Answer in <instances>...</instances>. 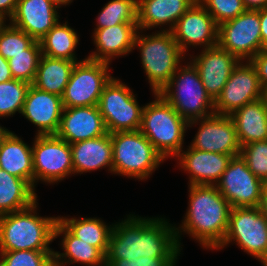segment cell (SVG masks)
<instances>
[{
  "label": "cell",
  "mask_w": 267,
  "mask_h": 266,
  "mask_svg": "<svg viewBox=\"0 0 267 266\" xmlns=\"http://www.w3.org/2000/svg\"><path fill=\"white\" fill-rule=\"evenodd\" d=\"M181 249L175 224L163 217H141L130 214L113 223L106 266L114 259L179 257Z\"/></svg>",
  "instance_id": "6da1fadb"
},
{
  "label": "cell",
  "mask_w": 267,
  "mask_h": 266,
  "mask_svg": "<svg viewBox=\"0 0 267 266\" xmlns=\"http://www.w3.org/2000/svg\"><path fill=\"white\" fill-rule=\"evenodd\" d=\"M189 200L184 219L176 228L182 250V232L206 250H216L223 242L229 224L230 203L216 185H188Z\"/></svg>",
  "instance_id": "7a4b0ae2"
},
{
  "label": "cell",
  "mask_w": 267,
  "mask_h": 266,
  "mask_svg": "<svg viewBox=\"0 0 267 266\" xmlns=\"http://www.w3.org/2000/svg\"><path fill=\"white\" fill-rule=\"evenodd\" d=\"M38 202L30 207L0 216V252L54 251L50 244L59 217L38 215Z\"/></svg>",
  "instance_id": "3957f363"
},
{
  "label": "cell",
  "mask_w": 267,
  "mask_h": 266,
  "mask_svg": "<svg viewBox=\"0 0 267 266\" xmlns=\"http://www.w3.org/2000/svg\"><path fill=\"white\" fill-rule=\"evenodd\" d=\"M157 31L146 34L144 30H138L134 42V49L139 48L141 64L153 94L160 93L186 59L172 31Z\"/></svg>",
  "instance_id": "277c9868"
},
{
  "label": "cell",
  "mask_w": 267,
  "mask_h": 266,
  "mask_svg": "<svg viewBox=\"0 0 267 266\" xmlns=\"http://www.w3.org/2000/svg\"><path fill=\"white\" fill-rule=\"evenodd\" d=\"M143 107L141 133L166 160L182 150L188 122L182 118L159 93Z\"/></svg>",
  "instance_id": "5b68a950"
},
{
  "label": "cell",
  "mask_w": 267,
  "mask_h": 266,
  "mask_svg": "<svg viewBox=\"0 0 267 266\" xmlns=\"http://www.w3.org/2000/svg\"><path fill=\"white\" fill-rule=\"evenodd\" d=\"M111 142L115 175L146 181L165 161L140 130L111 133Z\"/></svg>",
  "instance_id": "8992f818"
},
{
  "label": "cell",
  "mask_w": 267,
  "mask_h": 266,
  "mask_svg": "<svg viewBox=\"0 0 267 266\" xmlns=\"http://www.w3.org/2000/svg\"><path fill=\"white\" fill-rule=\"evenodd\" d=\"M186 63H181L159 94L189 123L214 114L215 109L197 69L190 61Z\"/></svg>",
  "instance_id": "52a82bcc"
},
{
  "label": "cell",
  "mask_w": 267,
  "mask_h": 266,
  "mask_svg": "<svg viewBox=\"0 0 267 266\" xmlns=\"http://www.w3.org/2000/svg\"><path fill=\"white\" fill-rule=\"evenodd\" d=\"M232 242L262 266H267V219L259 207L231 208L227 233L216 250Z\"/></svg>",
  "instance_id": "ba28073f"
},
{
  "label": "cell",
  "mask_w": 267,
  "mask_h": 266,
  "mask_svg": "<svg viewBox=\"0 0 267 266\" xmlns=\"http://www.w3.org/2000/svg\"><path fill=\"white\" fill-rule=\"evenodd\" d=\"M133 89L114 76L104 86L98 102L108 133L140 129L143 105L137 101Z\"/></svg>",
  "instance_id": "9c48e42d"
},
{
  "label": "cell",
  "mask_w": 267,
  "mask_h": 266,
  "mask_svg": "<svg viewBox=\"0 0 267 266\" xmlns=\"http://www.w3.org/2000/svg\"><path fill=\"white\" fill-rule=\"evenodd\" d=\"M109 65L87 57L76 62L61 96L63 108L98 105L104 86L112 78Z\"/></svg>",
  "instance_id": "30bf717a"
},
{
  "label": "cell",
  "mask_w": 267,
  "mask_h": 266,
  "mask_svg": "<svg viewBox=\"0 0 267 266\" xmlns=\"http://www.w3.org/2000/svg\"><path fill=\"white\" fill-rule=\"evenodd\" d=\"M32 144L34 189L39 181L52 185L74 174L67 141L56 135H35Z\"/></svg>",
  "instance_id": "8fae6325"
},
{
  "label": "cell",
  "mask_w": 267,
  "mask_h": 266,
  "mask_svg": "<svg viewBox=\"0 0 267 266\" xmlns=\"http://www.w3.org/2000/svg\"><path fill=\"white\" fill-rule=\"evenodd\" d=\"M217 45L240 61H250L262 50L260 10H245L218 26Z\"/></svg>",
  "instance_id": "7c38bea8"
},
{
  "label": "cell",
  "mask_w": 267,
  "mask_h": 266,
  "mask_svg": "<svg viewBox=\"0 0 267 266\" xmlns=\"http://www.w3.org/2000/svg\"><path fill=\"white\" fill-rule=\"evenodd\" d=\"M263 185L238 155L232 157L216 187L232 208L259 207Z\"/></svg>",
  "instance_id": "4fadbf2b"
},
{
  "label": "cell",
  "mask_w": 267,
  "mask_h": 266,
  "mask_svg": "<svg viewBox=\"0 0 267 266\" xmlns=\"http://www.w3.org/2000/svg\"><path fill=\"white\" fill-rule=\"evenodd\" d=\"M265 96L256 68L250 61H240L214 101L215 113L230 116L245 104Z\"/></svg>",
  "instance_id": "5bb4252c"
},
{
  "label": "cell",
  "mask_w": 267,
  "mask_h": 266,
  "mask_svg": "<svg viewBox=\"0 0 267 266\" xmlns=\"http://www.w3.org/2000/svg\"><path fill=\"white\" fill-rule=\"evenodd\" d=\"M198 123V131L189 145L191 148L225 155H240L241 146L231 116L214 113L189 122L188 129Z\"/></svg>",
  "instance_id": "9a60e30c"
},
{
  "label": "cell",
  "mask_w": 267,
  "mask_h": 266,
  "mask_svg": "<svg viewBox=\"0 0 267 266\" xmlns=\"http://www.w3.org/2000/svg\"><path fill=\"white\" fill-rule=\"evenodd\" d=\"M172 34L185 55L191 46L206 49L218 43V25L198 0L180 17Z\"/></svg>",
  "instance_id": "2e32d148"
},
{
  "label": "cell",
  "mask_w": 267,
  "mask_h": 266,
  "mask_svg": "<svg viewBox=\"0 0 267 266\" xmlns=\"http://www.w3.org/2000/svg\"><path fill=\"white\" fill-rule=\"evenodd\" d=\"M197 69L207 94L213 101L217 99L240 60L218 45L201 49L199 55H188Z\"/></svg>",
  "instance_id": "e0dca14e"
},
{
  "label": "cell",
  "mask_w": 267,
  "mask_h": 266,
  "mask_svg": "<svg viewBox=\"0 0 267 266\" xmlns=\"http://www.w3.org/2000/svg\"><path fill=\"white\" fill-rule=\"evenodd\" d=\"M63 111L62 98L30 85L21 115L37 127L36 135H55Z\"/></svg>",
  "instance_id": "ac0fdd59"
},
{
  "label": "cell",
  "mask_w": 267,
  "mask_h": 266,
  "mask_svg": "<svg viewBox=\"0 0 267 266\" xmlns=\"http://www.w3.org/2000/svg\"><path fill=\"white\" fill-rule=\"evenodd\" d=\"M233 155L196 150L188 146L174 159L180 170L189 175V185H216Z\"/></svg>",
  "instance_id": "d6986e66"
},
{
  "label": "cell",
  "mask_w": 267,
  "mask_h": 266,
  "mask_svg": "<svg viewBox=\"0 0 267 266\" xmlns=\"http://www.w3.org/2000/svg\"><path fill=\"white\" fill-rule=\"evenodd\" d=\"M107 133L103 117L97 105L63 108L60 126L55 134L73 144L100 137Z\"/></svg>",
  "instance_id": "ffe728a7"
},
{
  "label": "cell",
  "mask_w": 267,
  "mask_h": 266,
  "mask_svg": "<svg viewBox=\"0 0 267 266\" xmlns=\"http://www.w3.org/2000/svg\"><path fill=\"white\" fill-rule=\"evenodd\" d=\"M58 9L51 0H19L9 23L39 41L59 22Z\"/></svg>",
  "instance_id": "44dd1931"
},
{
  "label": "cell",
  "mask_w": 267,
  "mask_h": 266,
  "mask_svg": "<svg viewBox=\"0 0 267 266\" xmlns=\"http://www.w3.org/2000/svg\"><path fill=\"white\" fill-rule=\"evenodd\" d=\"M138 30L137 23H122L94 30L92 40L96 50L87 58L111 64L114 58L128 55L134 50Z\"/></svg>",
  "instance_id": "7402d4cb"
},
{
  "label": "cell",
  "mask_w": 267,
  "mask_h": 266,
  "mask_svg": "<svg viewBox=\"0 0 267 266\" xmlns=\"http://www.w3.org/2000/svg\"><path fill=\"white\" fill-rule=\"evenodd\" d=\"M196 1L197 0H137L138 29L146 32V30L159 27L161 28L160 31H172L180 17Z\"/></svg>",
  "instance_id": "603a6c76"
},
{
  "label": "cell",
  "mask_w": 267,
  "mask_h": 266,
  "mask_svg": "<svg viewBox=\"0 0 267 266\" xmlns=\"http://www.w3.org/2000/svg\"><path fill=\"white\" fill-rule=\"evenodd\" d=\"M74 175L108 169L113 173L111 133L70 144Z\"/></svg>",
  "instance_id": "cb8c5ba5"
},
{
  "label": "cell",
  "mask_w": 267,
  "mask_h": 266,
  "mask_svg": "<svg viewBox=\"0 0 267 266\" xmlns=\"http://www.w3.org/2000/svg\"><path fill=\"white\" fill-rule=\"evenodd\" d=\"M62 253L54 251L53 266L85 264L86 266H106V256L96 247L75 237L59 220L55 225L54 239L61 237Z\"/></svg>",
  "instance_id": "d4e9b609"
},
{
  "label": "cell",
  "mask_w": 267,
  "mask_h": 266,
  "mask_svg": "<svg viewBox=\"0 0 267 266\" xmlns=\"http://www.w3.org/2000/svg\"><path fill=\"white\" fill-rule=\"evenodd\" d=\"M240 146L267 140V96L245 104L230 115Z\"/></svg>",
  "instance_id": "484cf974"
},
{
  "label": "cell",
  "mask_w": 267,
  "mask_h": 266,
  "mask_svg": "<svg viewBox=\"0 0 267 266\" xmlns=\"http://www.w3.org/2000/svg\"><path fill=\"white\" fill-rule=\"evenodd\" d=\"M32 147L10 132L0 145V169L26 180L34 188Z\"/></svg>",
  "instance_id": "4316f807"
},
{
  "label": "cell",
  "mask_w": 267,
  "mask_h": 266,
  "mask_svg": "<svg viewBox=\"0 0 267 266\" xmlns=\"http://www.w3.org/2000/svg\"><path fill=\"white\" fill-rule=\"evenodd\" d=\"M76 62L41 55L33 86L62 96Z\"/></svg>",
  "instance_id": "83f0119b"
},
{
  "label": "cell",
  "mask_w": 267,
  "mask_h": 266,
  "mask_svg": "<svg viewBox=\"0 0 267 266\" xmlns=\"http://www.w3.org/2000/svg\"><path fill=\"white\" fill-rule=\"evenodd\" d=\"M35 191L26 180L0 169V216L30 207L38 201Z\"/></svg>",
  "instance_id": "f1b7e54d"
},
{
  "label": "cell",
  "mask_w": 267,
  "mask_h": 266,
  "mask_svg": "<svg viewBox=\"0 0 267 266\" xmlns=\"http://www.w3.org/2000/svg\"><path fill=\"white\" fill-rule=\"evenodd\" d=\"M59 221L78 239L98 248L105 256L108 251L113 223L106 224L97 217H66L58 216ZM80 218V219H79Z\"/></svg>",
  "instance_id": "f546056e"
},
{
  "label": "cell",
  "mask_w": 267,
  "mask_h": 266,
  "mask_svg": "<svg viewBox=\"0 0 267 266\" xmlns=\"http://www.w3.org/2000/svg\"><path fill=\"white\" fill-rule=\"evenodd\" d=\"M41 53L52 58L68 59L79 62L75 48L79 44V35L67 21L59 22L39 40Z\"/></svg>",
  "instance_id": "4dcf8cb0"
},
{
  "label": "cell",
  "mask_w": 267,
  "mask_h": 266,
  "mask_svg": "<svg viewBox=\"0 0 267 266\" xmlns=\"http://www.w3.org/2000/svg\"><path fill=\"white\" fill-rule=\"evenodd\" d=\"M94 30L122 23H137V0H110L99 12Z\"/></svg>",
  "instance_id": "1f68e13d"
},
{
  "label": "cell",
  "mask_w": 267,
  "mask_h": 266,
  "mask_svg": "<svg viewBox=\"0 0 267 266\" xmlns=\"http://www.w3.org/2000/svg\"><path fill=\"white\" fill-rule=\"evenodd\" d=\"M30 85L16 79L0 83V119L21 114Z\"/></svg>",
  "instance_id": "d6a6232c"
},
{
  "label": "cell",
  "mask_w": 267,
  "mask_h": 266,
  "mask_svg": "<svg viewBox=\"0 0 267 266\" xmlns=\"http://www.w3.org/2000/svg\"><path fill=\"white\" fill-rule=\"evenodd\" d=\"M41 55L40 43L35 41L28 49L24 50V53L10 58L8 62L13 78L32 84Z\"/></svg>",
  "instance_id": "836d02e7"
},
{
  "label": "cell",
  "mask_w": 267,
  "mask_h": 266,
  "mask_svg": "<svg viewBox=\"0 0 267 266\" xmlns=\"http://www.w3.org/2000/svg\"><path fill=\"white\" fill-rule=\"evenodd\" d=\"M35 40L23 30H20L13 25L6 24L0 27V54L6 59L24 53Z\"/></svg>",
  "instance_id": "e575fe53"
},
{
  "label": "cell",
  "mask_w": 267,
  "mask_h": 266,
  "mask_svg": "<svg viewBox=\"0 0 267 266\" xmlns=\"http://www.w3.org/2000/svg\"><path fill=\"white\" fill-rule=\"evenodd\" d=\"M54 251L0 252V266H53Z\"/></svg>",
  "instance_id": "d590c367"
},
{
  "label": "cell",
  "mask_w": 267,
  "mask_h": 266,
  "mask_svg": "<svg viewBox=\"0 0 267 266\" xmlns=\"http://www.w3.org/2000/svg\"><path fill=\"white\" fill-rule=\"evenodd\" d=\"M240 155L252 173L264 182L267 178V140L245 144Z\"/></svg>",
  "instance_id": "8d00e7d4"
},
{
  "label": "cell",
  "mask_w": 267,
  "mask_h": 266,
  "mask_svg": "<svg viewBox=\"0 0 267 266\" xmlns=\"http://www.w3.org/2000/svg\"><path fill=\"white\" fill-rule=\"evenodd\" d=\"M198 2L213 17L218 26L236 18L246 10L242 0H198Z\"/></svg>",
  "instance_id": "74e56055"
},
{
  "label": "cell",
  "mask_w": 267,
  "mask_h": 266,
  "mask_svg": "<svg viewBox=\"0 0 267 266\" xmlns=\"http://www.w3.org/2000/svg\"><path fill=\"white\" fill-rule=\"evenodd\" d=\"M178 257L114 259L108 266H176Z\"/></svg>",
  "instance_id": "f35d334b"
},
{
  "label": "cell",
  "mask_w": 267,
  "mask_h": 266,
  "mask_svg": "<svg viewBox=\"0 0 267 266\" xmlns=\"http://www.w3.org/2000/svg\"><path fill=\"white\" fill-rule=\"evenodd\" d=\"M250 62L256 68L261 88L267 96V49L258 52Z\"/></svg>",
  "instance_id": "ab89813d"
},
{
  "label": "cell",
  "mask_w": 267,
  "mask_h": 266,
  "mask_svg": "<svg viewBox=\"0 0 267 266\" xmlns=\"http://www.w3.org/2000/svg\"><path fill=\"white\" fill-rule=\"evenodd\" d=\"M18 1L19 0H0V18L4 22L11 19L15 12Z\"/></svg>",
  "instance_id": "60d3db41"
},
{
  "label": "cell",
  "mask_w": 267,
  "mask_h": 266,
  "mask_svg": "<svg viewBox=\"0 0 267 266\" xmlns=\"http://www.w3.org/2000/svg\"><path fill=\"white\" fill-rule=\"evenodd\" d=\"M260 29L263 50L267 49V7L260 9Z\"/></svg>",
  "instance_id": "b9f144b4"
},
{
  "label": "cell",
  "mask_w": 267,
  "mask_h": 266,
  "mask_svg": "<svg viewBox=\"0 0 267 266\" xmlns=\"http://www.w3.org/2000/svg\"><path fill=\"white\" fill-rule=\"evenodd\" d=\"M14 79L9 67V62L0 54V83Z\"/></svg>",
  "instance_id": "7bdbcfd3"
},
{
  "label": "cell",
  "mask_w": 267,
  "mask_h": 266,
  "mask_svg": "<svg viewBox=\"0 0 267 266\" xmlns=\"http://www.w3.org/2000/svg\"><path fill=\"white\" fill-rule=\"evenodd\" d=\"M246 10H260L267 7V0H242Z\"/></svg>",
  "instance_id": "ee69618b"
},
{
  "label": "cell",
  "mask_w": 267,
  "mask_h": 266,
  "mask_svg": "<svg viewBox=\"0 0 267 266\" xmlns=\"http://www.w3.org/2000/svg\"><path fill=\"white\" fill-rule=\"evenodd\" d=\"M261 213L267 219V187H263L262 195H261V202L259 205Z\"/></svg>",
  "instance_id": "f6af8a7d"
},
{
  "label": "cell",
  "mask_w": 267,
  "mask_h": 266,
  "mask_svg": "<svg viewBox=\"0 0 267 266\" xmlns=\"http://www.w3.org/2000/svg\"><path fill=\"white\" fill-rule=\"evenodd\" d=\"M10 132L6 127L0 125V145Z\"/></svg>",
  "instance_id": "bcb514c9"
},
{
  "label": "cell",
  "mask_w": 267,
  "mask_h": 266,
  "mask_svg": "<svg viewBox=\"0 0 267 266\" xmlns=\"http://www.w3.org/2000/svg\"><path fill=\"white\" fill-rule=\"evenodd\" d=\"M57 7L70 5L73 0H51Z\"/></svg>",
  "instance_id": "7dc6e473"
},
{
  "label": "cell",
  "mask_w": 267,
  "mask_h": 266,
  "mask_svg": "<svg viewBox=\"0 0 267 266\" xmlns=\"http://www.w3.org/2000/svg\"><path fill=\"white\" fill-rule=\"evenodd\" d=\"M263 183H264L263 187H267V178L265 179Z\"/></svg>",
  "instance_id": "c3c4849f"
},
{
  "label": "cell",
  "mask_w": 267,
  "mask_h": 266,
  "mask_svg": "<svg viewBox=\"0 0 267 266\" xmlns=\"http://www.w3.org/2000/svg\"><path fill=\"white\" fill-rule=\"evenodd\" d=\"M5 22L0 18V27L4 24Z\"/></svg>",
  "instance_id": "681fc988"
}]
</instances>
